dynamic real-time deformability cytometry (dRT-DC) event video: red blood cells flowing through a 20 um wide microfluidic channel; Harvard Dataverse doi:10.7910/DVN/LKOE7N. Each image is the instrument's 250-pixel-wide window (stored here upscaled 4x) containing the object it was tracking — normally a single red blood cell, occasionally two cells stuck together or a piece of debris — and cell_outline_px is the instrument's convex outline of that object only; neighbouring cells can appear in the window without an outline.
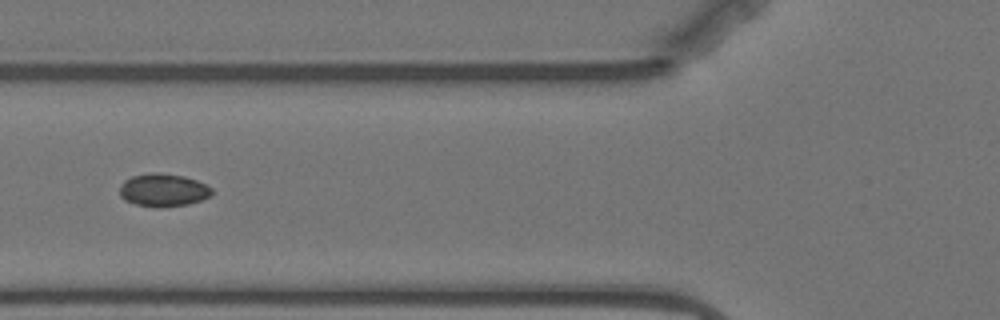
{"species": "Egyptian fruit bat (a non-hibernating species)", "species_latin": "Rousettus aegyptiacus", "temperature_condition": "warm", "stored_images_in_passage": 11, "camera_frame_rate_fps": 3000, "um_per_image_px": 0.085, "animal": {"sex": "female"}, "frame": {"image": 1, "passage_image": 7, "time_ms": 2.0, "image_size_px": [1000, 320], "cell_outline_px": [[212, 196], [188, 204], [160, 208], [136, 204], [124, 200], [120, 196], [120, 188], [124, 180], [132, 176], [152, 172], [160, 172], [184, 176], [196, 180], [212, 188]], "centroid_in_image_um": [13.87, 16.15], "position_along_channel_um": 111.9, "area_um2": 17.74}}